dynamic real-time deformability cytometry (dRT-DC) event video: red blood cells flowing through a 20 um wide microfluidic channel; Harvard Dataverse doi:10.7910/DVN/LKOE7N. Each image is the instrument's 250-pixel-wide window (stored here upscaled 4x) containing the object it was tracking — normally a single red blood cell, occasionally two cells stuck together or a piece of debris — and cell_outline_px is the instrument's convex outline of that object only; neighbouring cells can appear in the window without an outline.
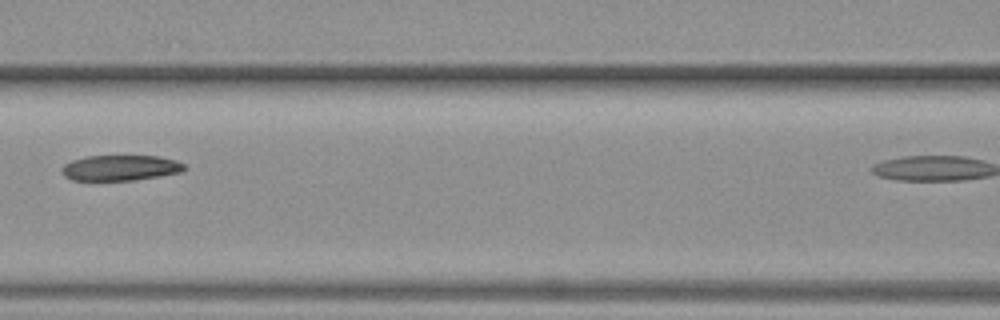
{"species": "common noctule bat (a hibernating species)", "species_latin": "Nyctalus noctula", "temperature_condition": "warm", "stored_images_in_passage": 7, "camera_frame_rate_fps": 3000, "um_per_image_px": 0.085, "animal": {"sex": "female", "body_mass_g": 19.3, "forearm_length_mm": 54.1}, "frame": {"image": 1, "passage_image": 6, "time_ms": 8.333, "image_size_px": [1000, 320], "cell_outline_px": [[184, 168], [180, 172], [132, 180], [72, 180], [64, 176], [60, 168], [64, 164], [72, 160], [88, 156], [160, 156], [176, 160], [184, 164]], "centroid_in_image_um": [10.18, 14.26], "position_along_channel_um": 156.4, "area_um2": 18.03}}